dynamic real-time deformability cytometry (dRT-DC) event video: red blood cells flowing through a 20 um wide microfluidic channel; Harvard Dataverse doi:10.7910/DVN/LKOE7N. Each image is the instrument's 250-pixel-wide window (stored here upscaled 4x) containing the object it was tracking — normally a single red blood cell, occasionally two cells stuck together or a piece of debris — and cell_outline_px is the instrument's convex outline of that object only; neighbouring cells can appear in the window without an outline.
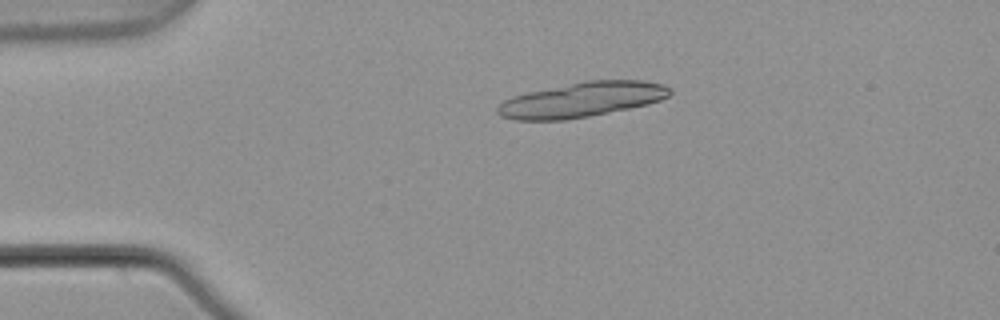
{"species": "common noctule bat (a hibernating species)", "species_latin": "Nyctalus noctula", "temperature_condition": "warm", "stored_images_in_passage": 5, "segment_of_instrument_passage": [1, 2], "camera_frame_rate_fps": 3000, "um_per_image_px": 0.085, "animal": {"sex": "male", "body_mass_g": 21.5, "forearm_length_mm": 52.0}, "frame": {"image": 1, "passage_image": 3, "time_ms": 0.667, "image_size_px": [1000, 320], "cell_outline_px": [[672, 92], [668, 96], [660, 100], [648, 104], [588, 116], [564, 120], [516, 120], [500, 116], [496, 112], [496, 108], [504, 100], [512, 96], [528, 92], [584, 80], [644, 80], [664, 84]], "centroid_in_image_um": [49.43, 8.46], "position_along_channel_um": 35.6, "area_um2": 34.97}}